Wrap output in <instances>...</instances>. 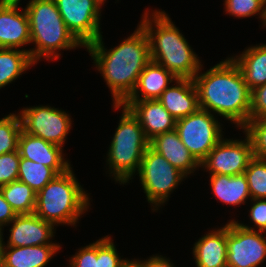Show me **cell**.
<instances>
[{"label":"cell","instance_id":"obj_19","mask_svg":"<svg viewBox=\"0 0 266 267\" xmlns=\"http://www.w3.org/2000/svg\"><path fill=\"white\" fill-rule=\"evenodd\" d=\"M193 255L196 267H227V224L199 238Z\"/></svg>","mask_w":266,"mask_h":267},{"label":"cell","instance_id":"obj_23","mask_svg":"<svg viewBox=\"0 0 266 267\" xmlns=\"http://www.w3.org/2000/svg\"><path fill=\"white\" fill-rule=\"evenodd\" d=\"M210 186L217 199L223 204L240 205L245 204L249 199L250 192L245 174L230 175H210Z\"/></svg>","mask_w":266,"mask_h":267},{"label":"cell","instance_id":"obj_8","mask_svg":"<svg viewBox=\"0 0 266 267\" xmlns=\"http://www.w3.org/2000/svg\"><path fill=\"white\" fill-rule=\"evenodd\" d=\"M220 122L214 114L198 109L196 112L176 120L175 130L192 156L201 163L222 139Z\"/></svg>","mask_w":266,"mask_h":267},{"label":"cell","instance_id":"obj_27","mask_svg":"<svg viewBox=\"0 0 266 267\" xmlns=\"http://www.w3.org/2000/svg\"><path fill=\"white\" fill-rule=\"evenodd\" d=\"M22 131L19 114L10 113L0 119V155L18 151V140Z\"/></svg>","mask_w":266,"mask_h":267},{"label":"cell","instance_id":"obj_10","mask_svg":"<svg viewBox=\"0 0 266 267\" xmlns=\"http://www.w3.org/2000/svg\"><path fill=\"white\" fill-rule=\"evenodd\" d=\"M22 130L63 147L71 129V118L65 111L51 106L27 107L19 113Z\"/></svg>","mask_w":266,"mask_h":267},{"label":"cell","instance_id":"obj_7","mask_svg":"<svg viewBox=\"0 0 266 267\" xmlns=\"http://www.w3.org/2000/svg\"><path fill=\"white\" fill-rule=\"evenodd\" d=\"M137 174L147 201L153 204V211L168 201L171 192L187 177L150 146L143 155Z\"/></svg>","mask_w":266,"mask_h":267},{"label":"cell","instance_id":"obj_4","mask_svg":"<svg viewBox=\"0 0 266 267\" xmlns=\"http://www.w3.org/2000/svg\"><path fill=\"white\" fill-rule=\"evenodd\" d=\"M30 26L31 43L35 48L29 50L30 57L37 63L42 57L46 60L58 59L60 49L84 47L68 30L61 17L55 0H33L25 8Z\"/></svg>","mask_w":266,"mask_h":267},{"label":"cell","instance_id":"obj_38","mask_svg":"<svg viewBox=\"0 0 266 267\" xmlns=\"http://www.w3.org/2000/svg\"><path fill=\"white\" fill-rule=\"evenodd\" d=\"M120 267H142L141 260H125Z\"/></svg>","mask_w":266,"mask_h":267},{"label":"cell","instance_id":"obj_39","mask_svg":"<svg viewBox=\"0 0 266 267\" xmlns=\"http://www.w3.org/2000/svg\"><path fill=\"white\" fill-rule=\"evenodd\" d=\"M33 0H30L29 2H32ZM1 4H5V5H14V6H18L20 3V0H0Z\"/></svg>","mask_w":266,"mask_h":267},{"label":"cell","instance_id":"obj_25","mask_svg":"<svg viewBox=\"0 0 266 267\" xmlns=\"http://www.w3.org/2000/svg\"><path fill=\"white\" fill-rule=\"evenodd\" d=\"M4 199L16 214H31L35 211L36 193L31 187L19 180L0 187Z\"/></svg>","mask_w":266,"mask_h":267},{"label":"cell","instance_id":"obj_34","mask_svg":"<svg viewBox=\"0 0 266 267\" xmlns=\"http://www.w3.org/2000/svg\"><path fill=\"white\" fill-rule=\"evenodd\" d=\"M266 117V84L251 90V110L249 120Z\"/></svg>","mask_w":266,"mask_h":267},{"label":"cell","instance_id":"obj_36","mask_svg":"<svg viewBox=\"0 0 266 267\" xmlns=\"http://www.w3.org/2000/svg\"><path fill=\"white\" fill-rule=\"evenodd\" d=\"M16 216L17 214L4 199L3 194L0 191V231H3V226L11 224Z\"/></svg>","mask_w":266,"mask_h":267},{"label":"cell","instance_id":"obj_20","mask_svg":"<svg viewBox=\"0 0 266 267\" xmlns=\"http://www.w3.org/2000/svg\"><path fill=\"white\" fill-rule=\"evenodd\" d=\"M176 79L166 68L151 60L139 75L133 92L125 100H157Z\"/></svg>","mask_w":266,"mask_h":267},{"label":"cell","instance_id":"obj_26","mask_svg":"<svg viewBox=\"0 0 266 267\" xmlns=\"http://www.w3.org/2000/svg\"><path fill=\"white\" fill-rule=\"evenodd\" d=\"M57 175L52 168L25 158L20 159L18 180L31 187L35 193L42 190Z\"/></svg>","mask_w":266,"mask_h":267},{"label":"cell","instance_id":"obj_40","mask_svg":"<svg viewBox=\"0 0 266 267\" xmlns=\"http://www.w3.org/2000/svg\"><path fill=\"white\" fill-rule=\"evenodd\" d=\"M3 258V232L0 231V267H2Z\"/></svg>","mask_w":266,"mask_h":267},{"label":"cell","instance_id":"obj_9","mask_svg":"<svg viewBox=\"0 0 266 267\" xmlns=\"http://www.w3.org/2000/svg\"><path fill=\"white\" fill-rule=\"evenodd\" d=\"M265 258V232L235 220L227 223V267H258Z\"/></svg>","mask_w":266,"mask_h":267},{"label":"cell","instance_id":"obj_1","mask_svg":"<svg viewBox=\"0 0 266 267\" xmlns=\"http://www.w3.org/2000/svg\"><path fill=\"white\" fill-rule=\"evenodd\" d=\"M85 48L110 88L113 104H121L133 92L139 75L151 61L149 38L140 24L133 34L108 51L102 35Z\"/></svg>","mask_w":266,"mask_h":267},{"label":"cell","instance_id":"obj_17","mask_svg":"<svg viewBox=\"0 0 266 267\" xmlns=\"http://www.w3.org/2000/svg\"><path fill=\"white\" fill-rule=\"evenodd\" d=\"M175 84L166 88L157 99L176 119L184 118L200 107L198 93L193 79H176Z\"/></svg>","mask_w":266,"mask_h":267},{"label":"cell","instance_id":"obj_3","mask_svg":"<svg viewBox=\"0 0 266 267\" xmlns=\"http://www.w3.org/2000/svg\"><path fill=\"white\" fill-rule=\"evenodd\" d=\"M150 15L146 11L140 25L149 38L151 60L178 79H193L202 69L198 55L165 11L156 10Z\"/></svg>","mask_w":266,"mask_h":267},{"label":"cell","instance_id":"obj_35","mask_svg":"<svg viewBox=\"0 0 266 267\" xmlns=\"http://www.w3.org/2000/svg\"><path fill=\"white\" fill-rule=\"evenodd\" d=\"M253 201V202H252ZM252 205L249 213L258 231H266V199H251Z\"/></svg>","mask_w":266,"mask_h":267},{"label":"cell","instance_id":"obj_22","mask_svg":"<svg viewBox=\"0 0 266 267\" xmlns=\"http://www.w3.org/2000/svg\"><path fill=\"white\" fill-rule=\"evenodd\" d=\"M230 58L239 67L250 90L266 84V44L250 46L241 55Z\"/></svg>","mask_w":266,"mask_h":267},{"label":"cell","instance_id":"obj_13","mask_svg":"<svg viewBox=\"0 0 266 267\" xmlns=\"http://www.w3.org/2000/svg\"><path fill=\"white\" fill-rule=\"evenodd\" d=\"M121 104L137 118L149 141L175 129L176 119L158 100H124Z\"/></svg>","mask_w":266,"mask_h":267},{"label":"cell","instance_id":"obj_6","mask_svg":"<svg viewBox=\"0 0 266 267\" xmlns=\"http://www.w3.org/2000/svg\"><path fill=\"white\" fill-rule=\"evenodd\" d=\"M115 110L122 107L121 119L111 141L107 162L109 174L120 184H126L138 172L149 140L132 112L123 104H113Z\"/></svg>","mask_w":266,"mask_h":267},{"label":"cell","instance_id":"obj_37","mask_svg":"<svg viewBox=\"0 0 266 267\" xmlns=\"http://www.w3.org/2000/svg\"><path fill=\"white\" fill-rule=\"evenodd\" d=\"M156 255L141 261L142 267H174L168 258Z\"/></svg>","mask_w":266,"mask_h":267},{"label":"cell","instance_id":"obj_31","mask_svg":"<svg viewBox=\"0 0 266 267\" xmlns=\"http://www.w3.org/2000/svg\"><path fill=\"white\" fill-rule=\"evenodd\" d=\"M110 236L97 240V267H120L126 259L119 258Z\"/></svg>","mask_w":266,"mask_h":267},{"label":"cell","instance_id":"obj_33","mask_svg":"<svg viewBox=\"0 0 266 267\" xmlns=\"http://www.w3.org/2000/svg\"><path fill=\"white\" fill-rule=\"evenodd\" d=\"M69 262V267H97V241L79 249Z\"/></svg>","mask_w":266,"mask_h":267},{"label":"cell","instance_id":"obj_30","mask_svg":"<svg viewBox=\"0 0 266 267\" xmlns=\"http://www.w3.org/2000/svg\"><path fill=\"white\" fill-rule=\"evenodd\" d=\"M242 129L250 138L253 156L266 159V117L249 120Z\"/></svg>","mask_w":266,"mask_h":267},{"label":"cell","instance_id":"obj_14","mask_svg":"<svg viewBox=\"0 0 266 267\" xmlns=\"http://www.w3.org/2000/svg\"><path fill=\"white\" fill-rule=\"evenodd\" d=\"M10 236L7 246L24 247L45 244H56L50 242L54 236V225L44 221L35 213L17 214L11 222Z\"/></svg>","mask_w":266,"mask_h":267},{"label":"cell","instance_id":"obj_32","mask_svg":"<svg viewBox=\"0 0 266 267\" xmlns=\"http://www.w3.org/2000/svg\"><path fill=\"white\" fill-rule=\"evenodd\" d=\"M20 159L19 151L0 155V187L18 180Z\"/></svg>","mask_w":266,"mask_h":267},{"label":"cell","instance_id":"obj_21","mask_svg":"<svg viewBox=\"0 0 266 267\" xmlns=\"http://www.w3.org/2000/svg\"><path fill=\"white\" fill-rule=\"evenodd\" d=\"M60 248L59 244L12 247L3 243L2 267H45Z\"/></svg>","mask_w":266,"mask_h":267},{"label":"cell","instance_id":"obj_2","mask_svg":"<svg viewBox=\"0 0 266 267\" xmlns=\"http://www.w3.org/2000/svg\"><path fill=\"white\" fill-rule=\"evenodd\" d=\"M200 109L214 112L242 129L249 121L251 90L229 57L193 78ZM210 109V110H209Z\"/></svg>","mask_w":266,"mask_h":267},{"label":"cell","instance_id":"obj_18","mask_svg":"<svg viewBox=\"0 0 266 267\" xmlns=\"http://www.w3.org/2000/svg\"><path fill=\"white\" fill-rule=\"evenodd\" d=\"M149 146L186 176L194 173L196 168L201 167L200 163L182 143L175 129L154 137L150 140Z\"/></svg>","mask_w":266,"mask_h":267},{"label":"cell","instance_id":"obj_41","mask_svg":"<svg viewBox=\"0 0 266 267\" xmlns=\"http://www.w3.org/2000/svg\"><path fill=\"white\" fill-rule=\"evenodd\" d=\"M99 1H100L101 4L104 5V3H105L104 1H106V0H99Z\"/></svg>","mask_w":266,"mask_h":267},{"label":"cell","instance_id":"obj_28","mask_svg":"<svg viewBox=\"0 0 266 267\" xmlns=\"http://www.w3.org/2000/svg\"><path fill=\"white\" fill-rule=\"evenodd\" d=\"M250 199H266V159L253 157L244 172Z\"/></svg>","mask_w":266,"mask_h":267},{"label":"cell","instance_id":"obj_11","mask_svg":"<svg viewBox=\"0 0 266 267\" xmlns=\"http://www.w3.org/2000/svg\"><path fill=\"white\" fill-rule=\"evenodd\" d=\"M68 30L86 47L100 36L99 0H55Z\"/></svg>","mask_w":266,"mask_h":267},{"label":"cell","instance_id":"obj_24","mask_svg":"<svg viewBox=\"0 0 266 267\" xmlns=\"http://www.w3.org/2000/svg\"><path fill=\"white\" fill-rule=\"evenodd\" d=\"M35 65L29 50L0 48V89Z\"/></svg>","mask_w":266,"mask_h":267},{"label":"cell","instance_id":"obj_29","mask_svg":"<svg viewBox=\"0 0 266 267\" xmlns=\"http://www.w3.org/2000/svg\"><path fill=\"white\" fill-rule=\"evenodd\" d=\"M225 11L237 18L259 14L263 27L266 26V0H225Z\"/></svg>","mask_w":266,"mask_h":267},{"label":"cell","instance_id":"obj_5","mask_svg":"<svg viewBox=\"0 0 266 267\" xmlns=\"http://www.w3.org/2000/svg\"><path fill=\"white\" fill-rule=\"evenodd\" d=\"M88 195L70 168L65 173L57 175L36 193L34 213L54 226H76L78 218L89 208Z\"/></svg>","mask_w":266,"mask_h":267},{"label":"cell","instance_id":"obj_15","mask_svg":"<svg viewBox=\"0 0 266 267\" xmlns=\"http://www.w3.org/2000/svg\"><path fill=\"white\" fill-rule=\"evenodd\" d=\"M63 148L42 138L32 136L23 130L18 140V151L21 158L52 168L58 175L71 168L64 159Z\"/></svg>","mask_w":266,"mask_h":267},{"label":"cell","instance_id":"obj_12","mask_svg":"<svg viewBox=\"0 0 266 267\" xmlns=\"http://www.w3.org/2000/svg\"><path fill=\"white\" fill-rule=\"evenodd\" d=\"M245 135L243 141L223 137L200 163L201 168L205 167L211 175L243 174L254 157L250 138Z\"/></svg>","mask_w":266,"mask_h":267},{"label":"cell","instance_id":"obj_16","mask_svg":"<svg viewBox=\"0 0 266 267\" xmlns=\"http://www.w3.org/2000/svg\"><path fill=\"white\" fill-rule=\"evenodd\" d=\"M0 3V48L19 49L31 43L29 19L26 10Z\"/></svg>","mask_w":266,"mask_h":267}]
</instances>
